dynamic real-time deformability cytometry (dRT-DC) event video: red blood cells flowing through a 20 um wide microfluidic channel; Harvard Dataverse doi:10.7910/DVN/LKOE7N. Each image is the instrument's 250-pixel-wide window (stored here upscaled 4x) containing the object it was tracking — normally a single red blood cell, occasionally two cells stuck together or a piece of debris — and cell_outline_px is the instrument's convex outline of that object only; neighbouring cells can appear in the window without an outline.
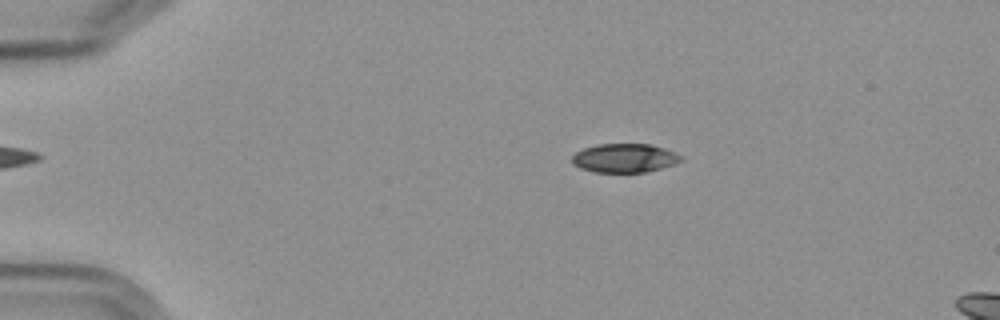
{"species": "Egyptian fruit bat (a non-hibernating species)", "species_latin": "Rousettus aegyptiacus", "temperature_condition": "cold", "stored_images_in_passage": 6, "camera_frame_rate_fps": 3000, "um_per_image_px": 0.085, "frame": {"image": 1, "passage_image": 3, "time_ms": 2.333, "image_size_px": [1000, 320], "cell_outline_px": [[684, 160], [660, 168], [644, 172], [592, 172], [580, 168], [572, 164], [572, 156], [576, 152], [584, 148], [596, 144], [652, 144], [664, 148], [680, 156]], "centroid_in_image_um": [53.03, 13.43], "position_along_channel_um": 32.0, "area_um2": 18.21}}